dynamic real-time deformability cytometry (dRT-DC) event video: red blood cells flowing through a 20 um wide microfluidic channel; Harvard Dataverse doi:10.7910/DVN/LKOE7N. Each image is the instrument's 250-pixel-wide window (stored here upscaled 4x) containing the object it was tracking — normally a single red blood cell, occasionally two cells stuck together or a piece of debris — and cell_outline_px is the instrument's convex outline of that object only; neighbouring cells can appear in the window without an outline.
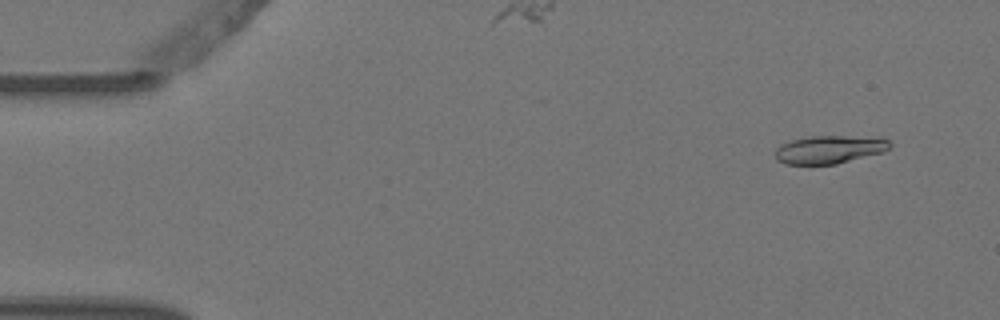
{"species": "Egyptian fruit bat (a non-hibernating species)", "species_latin": "Rousettus aegyptiacus", "temperature_condition": "warm", "stored_images_in_passage": 4, "camera_frame_rate_fps": 3000, "um_per_image_px": 0.085, "animal": {"sex": "female"}, "frame": {"image": 1, "passage_image": 1, "time_ms": 0.0, "image_size_px": [1000, 320], "cell_outline_px": [[892, 144], [884, 152], [836, 164], [784, 164], [776, 160], [776, 148], [780, 144], [792, 140], [808, 136], [884, 136]], "centroid_in_image_um": [70.55, 12.69], "position_along_channel_um": 14.5, "area_um2": 19.07}}